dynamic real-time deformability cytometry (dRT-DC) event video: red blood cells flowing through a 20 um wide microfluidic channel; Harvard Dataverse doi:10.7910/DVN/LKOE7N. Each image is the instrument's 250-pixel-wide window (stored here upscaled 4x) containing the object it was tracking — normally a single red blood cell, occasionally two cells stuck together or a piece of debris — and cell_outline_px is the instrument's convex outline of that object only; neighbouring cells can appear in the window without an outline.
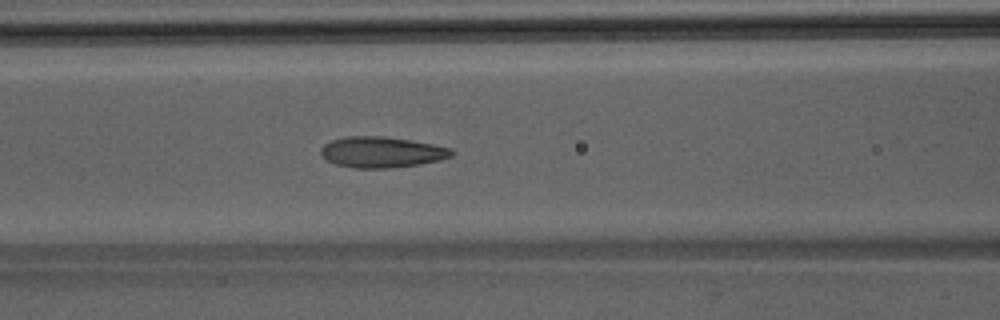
{"species": "Egyptian fruit bat (a non-hibernating species)", "species_latin": "Rousettus aegyptiacus", "temperature_condition": "room temperature", "stored_images_in_passage": 48, "camera_frame_rate_fps": 3000, "um_per_image_px": 0.085, "animal": {"sex": "male"}, "frame": {"image": 1, "passage_image": 20, "time_ms": 6.333, "image_size_px": [1000, 320], "cell_outline_px": [[456, 152], [452, 156], [440, 160], [420, 164], [392, 168], [352, 168], [336, 164], [328, 160], [320, 152], [320, 148], [324, 144], [332, 140], [348, 136], [384, 136], [432, 144], [452, 148]], "centroid_in_image_um": [32.47, 12.93], "position_along_channel_um": 134.1, "area_um2": 23.52}}
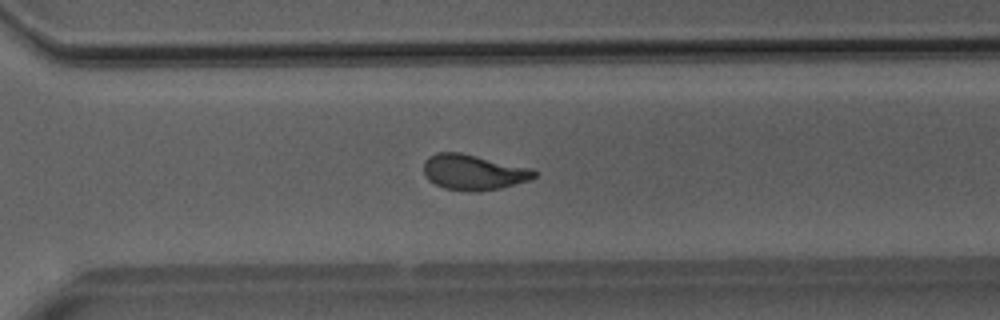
{"frame": {"image": 2, "passage_image": 34, "time_ms": 11.0, "image_size_px": [1000, 320], "cell_outline_px": [[540, 172], [536, 176], [528, 180], [500, 188], [444, 188], [428, 180], [424, 172], [424, 160], [428, 156], [436, 152], [460, 152], [532, 168]], "centroid_in_image_um": [40.25, 14.57], "position_along_channel_um": 330.4, "area_um2": 22.08}}
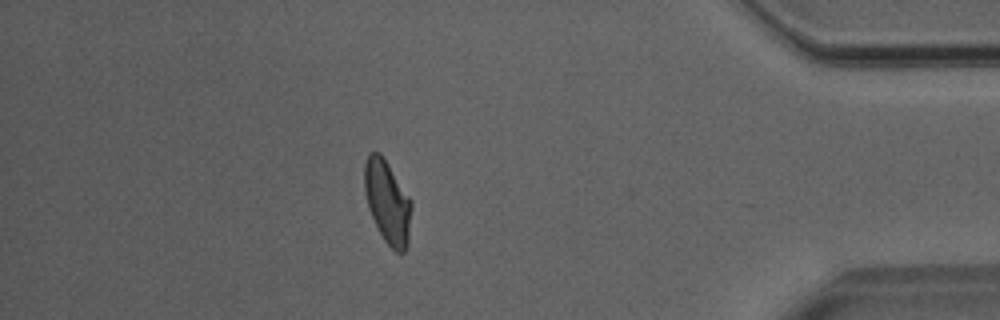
{"frame": {"image": 3, "passage_image": 42, "time_ms": 13.667, "image_size_px": [1000, 320], "cell_outline_px": [[412, 208], [408, 244], [404, 252], [396, 252], [384, 240], [368, 208], [364, 192], [364, 164], [368, 152], [380, 152], [412, 200]], "centroid_in_image_um": [32.93, 17.15], "position_along_channel_um": 402.3, "area_um2": 22.83}}